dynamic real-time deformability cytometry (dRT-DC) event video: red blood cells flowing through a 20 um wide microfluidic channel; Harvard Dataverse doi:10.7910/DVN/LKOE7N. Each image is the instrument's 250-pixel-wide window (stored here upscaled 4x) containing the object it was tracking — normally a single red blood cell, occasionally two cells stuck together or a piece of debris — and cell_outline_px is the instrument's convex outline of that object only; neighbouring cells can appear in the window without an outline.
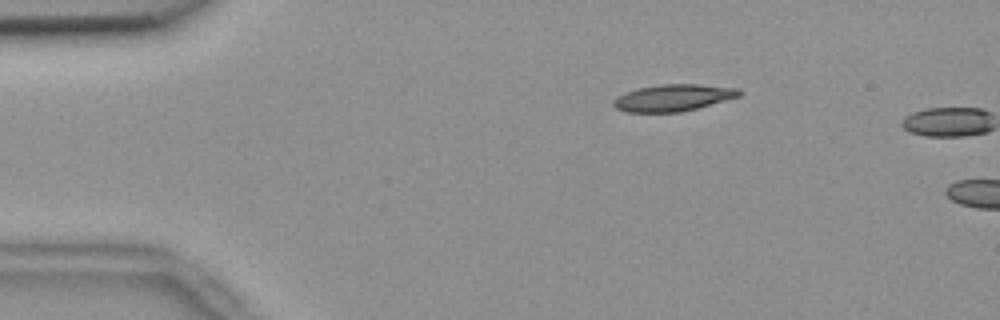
{"species": "common noctule bat (a hibernating species)", "species_latin": "Nyctalus noctula", "temperature_condition": "room temperature", "stored_images_in_passage": 10, "camera_frame_rate_fps": 3000, "um_per_image_px": 0.085, "animal": {"sex": "female", "body_mass_g": 18.4}, "frame": {"image": 1, "passage_image": 9, "time_ms": 2.667, "image_size_px": [1000, 320], "cell_outline_px": [[744, 92], [740, 96], [696, 108], [680, 112], [624, 112], [616, 108], [612, 104], [612, 100], [628, 92], [640, 88], [660, 84], [696, 84], [740, 88]], "centroid_in_image_um": [57.25, 8.31], "position_along_channel_um": 27.7, "area_um2": 19.48}}